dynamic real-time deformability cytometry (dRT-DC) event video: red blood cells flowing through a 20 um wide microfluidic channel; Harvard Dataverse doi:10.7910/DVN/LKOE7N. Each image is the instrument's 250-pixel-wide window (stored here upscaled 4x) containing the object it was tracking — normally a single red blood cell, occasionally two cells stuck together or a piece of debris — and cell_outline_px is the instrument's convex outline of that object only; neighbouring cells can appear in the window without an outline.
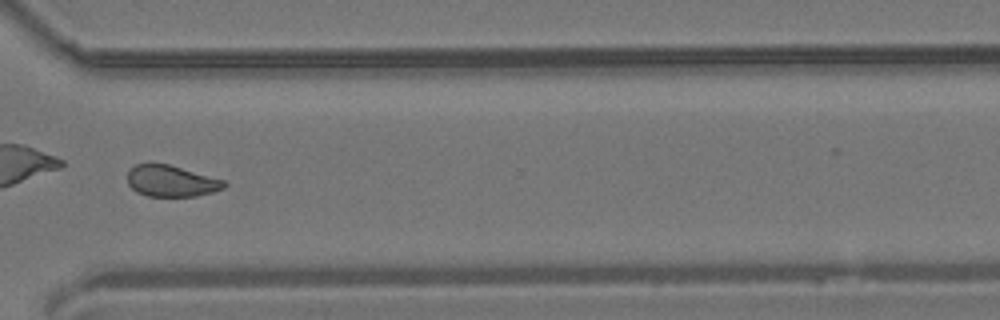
{"species": "common noctule bat (a hibernating species)", "species_latin": "Nyctalus noctula", "temperature_condition": "room temperature", "stored_images_in_passage": 44, "camera_frame_rate_fps": 3000, "um_per_image_px": 0.085, "animal": {"sex": "male", "body_mass_g": 19.2, "forearm_length_mm": 51.8}, "frame": {"image": 1, "passage_image": 37, "time_ms": 12.0, "image_size_px": [1000, 320], "cell_outline_px": [[228, 184], [224, 188], [212, 192], [196, 196], [148, 196], [136, 192], [128, 184], [128, 168], [136, 164], [168, 164], [224, 180]], "centroid_in_image_um": [14.54, 15.39], "position_along_channel_um": 356.1, "area_um2": 17.57}, "authors_computed_cell_mechanics": {"area_um2": 18.9295, "velocity_mm_per_s": 3.8383, "shape_relaxation_time_tau1_ms": null, "shape_relaxation_time_tau2_ms": 2.5579, "deformation_change_tau1": null, "deformation_change_tau2": 0.0808}}